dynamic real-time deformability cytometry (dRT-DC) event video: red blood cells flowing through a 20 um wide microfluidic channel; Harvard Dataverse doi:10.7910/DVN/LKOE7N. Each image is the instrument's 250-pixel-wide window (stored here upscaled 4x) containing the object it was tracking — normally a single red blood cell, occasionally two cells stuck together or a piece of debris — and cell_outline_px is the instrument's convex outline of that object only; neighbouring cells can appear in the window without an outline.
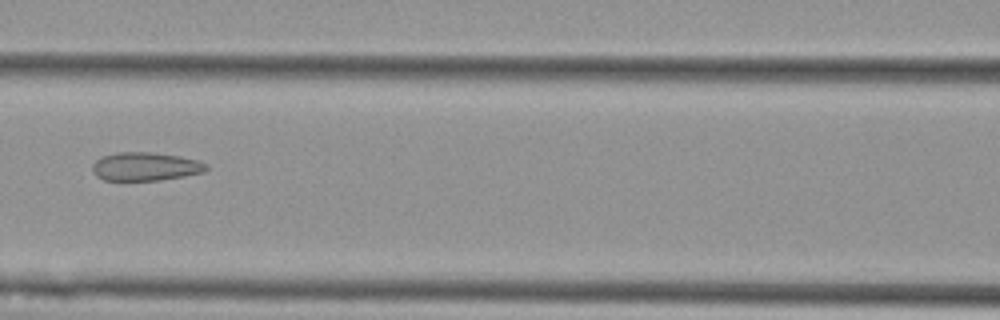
{"species": "Egyptian fruit bat (a non-hibernating species)", "species_latin": "Rousettus aegyptiacus", "temperature_condition": "cold", "stored_images_in_passage": 6, "camera_frame_rate_fps": 3000, "um_per_image_px": 0.085, "animal": {"sex": "female"}, "frame": {"image": 1, "passage_image": 4, "time_ms": 3.667, "image_size_px": [1000, 320], "cell_outline_px": [[208, 168], [204, 172], [184, 176], [160, 180], [104, 180], [96, 176], [92, 172], [92, 164], [96, 160], [104, 156], [116, 152], [152, 152], [180, 156], [200, 160], [208, 164]], "centroid_in_image_um": [12.38, 14.15], "position_along_channel_um": 154.2, "area_um2": 19.02}}
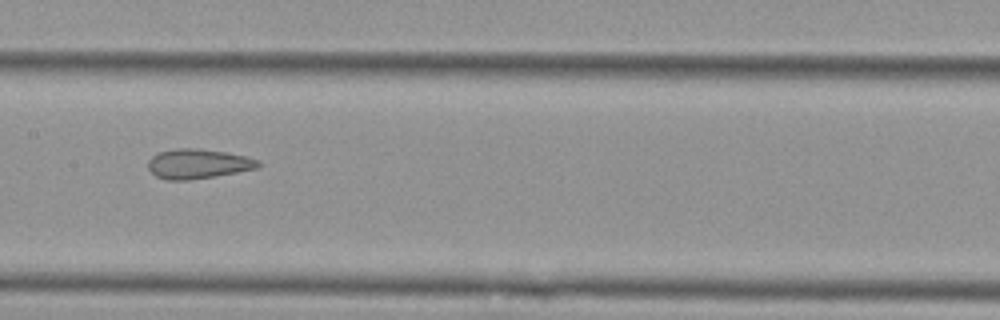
{"frame": {"image": 2, "passage_image": 5, "time_ms": 4.667, "image_size_px": [1000, 320], "cell_outline_px": [[260, 164], [256, 168], [216, 176], [188, 180], [168, 180], [156, 176], [148, 168], [148, 160], [156, 152], [176, 148], [200, 148], [248, 156], [260, 160]], "centroid_in_image_um": [16.81, 13.91], "position_along_channel_um": 190.6, "area_um2": 19.13}}
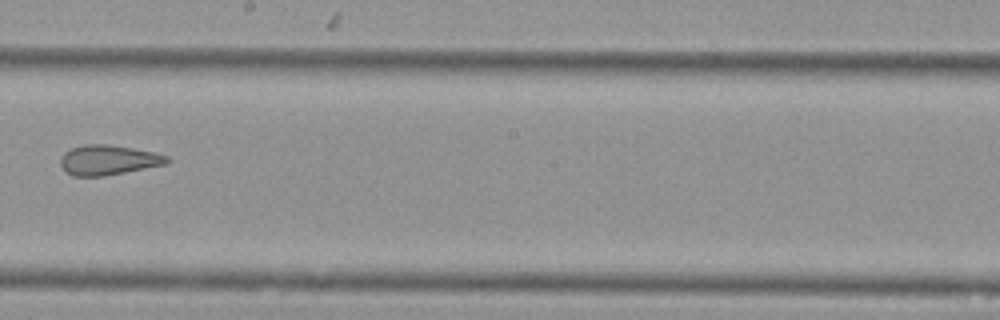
{"frame": {"image": 3, "passage_image": 6, "time_ms": 6.0, "image_size_px": [1000, 320], "cell_outline_px": [[172, 160], [168, 164], [104, 176], [72, 176], [64, 172], [60, 164], [60, 156], [64, 152], [72, 148], [84, 144], [108, 144], [156, 152], [168, 156]], "centroid_in_image_um": [9.21, 13.6], "position_along_channel_um": 239.0, "area_um2": 18.9}}